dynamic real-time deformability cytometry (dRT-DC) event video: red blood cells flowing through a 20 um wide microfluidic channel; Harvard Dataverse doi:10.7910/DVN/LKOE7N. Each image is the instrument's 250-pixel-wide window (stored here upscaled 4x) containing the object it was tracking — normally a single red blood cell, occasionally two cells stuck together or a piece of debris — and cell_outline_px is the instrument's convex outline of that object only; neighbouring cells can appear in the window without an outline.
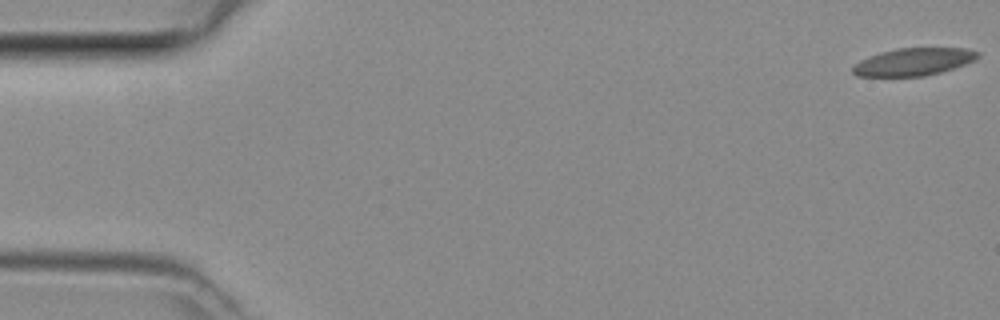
{"species": "common noctule bat (a hibernating species)", "species_latin": "Nyctalus noctula", "temperature_condition": "room temperature", "stored_images_in_passage": 3, "camera_frame_rate_fps": 3000, "um_per_image_px": 0.085, "animal": {"sex": "female", "body_mass_g": 29.2, "forearm_length_mm": 56.3}, "frame": {"image": 1, "passage_image": 1, "time_ms": 0.0, "image_size_px": [1000, 320], "cell_outline_px": [[980, 56], [976, 60], [940, 72], [924, 76], [856, 76], [852, 72], [852, 68], [860, 60], [880, 52], [896, 48], [968, 48], [980, 52]], "centroid_in_image_um": [77.67, 5.24], "position_along_channel_um": 7.3, "area_um2": 20.0}}